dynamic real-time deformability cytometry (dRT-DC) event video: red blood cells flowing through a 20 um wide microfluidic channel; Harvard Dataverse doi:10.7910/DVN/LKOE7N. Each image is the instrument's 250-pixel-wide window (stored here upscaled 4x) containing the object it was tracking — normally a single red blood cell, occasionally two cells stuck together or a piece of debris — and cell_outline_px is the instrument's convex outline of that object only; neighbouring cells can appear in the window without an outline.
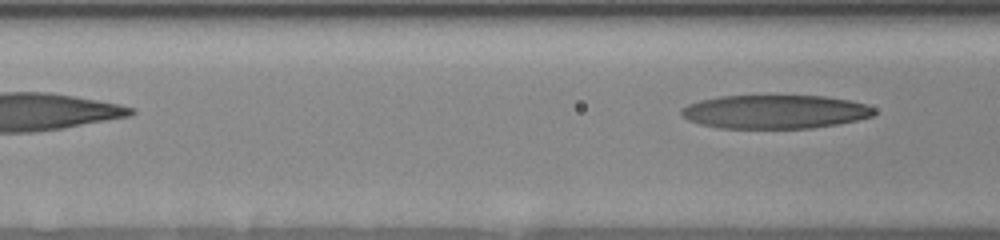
{"species": "human", "species_latin": "Homo sapiens", "temperature_condition": "room temperature", "stored_images_in_passage": 14, "segment_of_instrument_passage": [2, 2], "camera_frame_rate_fps": 3000, "um_per_image_px": 0.085, "donor": {"sex": "female"}, "frame": {"image": 1, "passage_image": 14, "time_ms": 4.333, "image_size_px": [1000, 240], "cell_outline_px": [[876, 112], [872, 116], [856, 120], [836, 124], [812, 128], [720, 128], [700, 124], [688, 120], [680, 112], [680, 108], [688, 104], [700, 100], [720, 96], [824, 96], [848, 100], [864, 104], [876, 108]], "centroid_in_image_um": [65.85, 9.5], "position_along_channel_um": 100.7, "area_um2": 37.74}}